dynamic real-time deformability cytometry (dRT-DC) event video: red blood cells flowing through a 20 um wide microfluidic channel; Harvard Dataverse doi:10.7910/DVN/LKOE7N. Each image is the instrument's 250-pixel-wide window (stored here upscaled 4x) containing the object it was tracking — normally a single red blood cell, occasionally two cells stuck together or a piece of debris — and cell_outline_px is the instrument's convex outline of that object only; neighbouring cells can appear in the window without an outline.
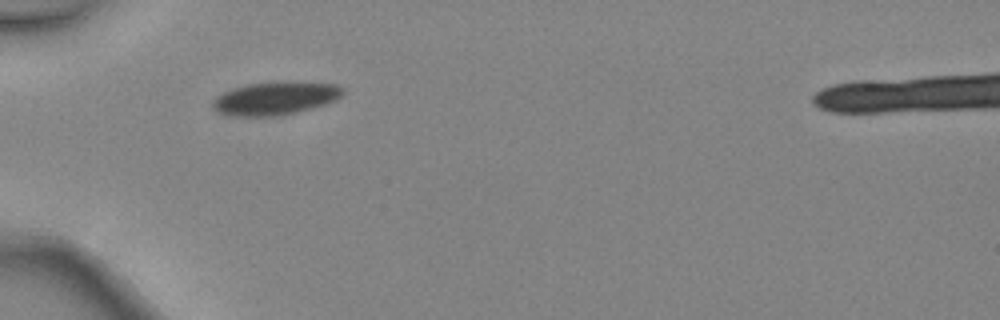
{"species": "common noctule bat (a hibernating species)", "species_latin": "Nyctalus noctula", "temperature_condition": "warm", "stored_images_in_passage": 4, "camera_frame_rate_fps": 3000, "um_per_image_px": 0.085, "animal": {"sex": "female", "body_mass_g": 24.6, "forearm_length_mm": 56.2}, "frame": {"image": 1, "passage_image": 3, "time_ms": 0.667, "image_size_px": [1000, 320], "cell_outline_px": [[344, 92], [336, 100], [324, 104], [296, 112], [272, 116], [236, 116], [220, 112], [212, 108], [212, 104], [224, 92], [236, 88], [252, 84], [280, 80], [292, 80], [336, 84], [344, 88]], "centroid_in_image_um": [23.49, 8.32], "position_along_channel_um": 61.5, "area_um2": 24.91}}
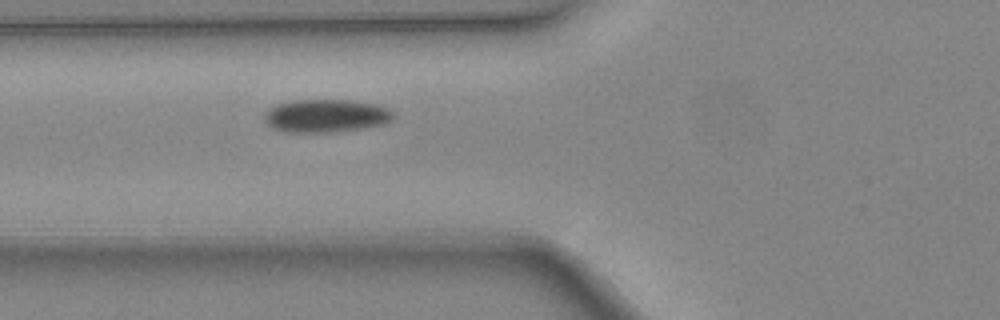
{"frame": {"image": 2, "passage_image": 4, "time_ms": 1.0, "image_size_px": [1000, 320], "cell_outline_px": [[396, 116], [392, 120], [384, 124], [364, 128], [328, 132], [288, 132], [272, 128], [264, 120], [264, 112], [268, 108], [276, 104], [292, 100], [348, 100], [376, 104], [388, 108], [396, 112]], "centroid_in_image_um": [27.72, 9.83], "position_along_channel_um": 98.1, "area_um2": 25.09}}